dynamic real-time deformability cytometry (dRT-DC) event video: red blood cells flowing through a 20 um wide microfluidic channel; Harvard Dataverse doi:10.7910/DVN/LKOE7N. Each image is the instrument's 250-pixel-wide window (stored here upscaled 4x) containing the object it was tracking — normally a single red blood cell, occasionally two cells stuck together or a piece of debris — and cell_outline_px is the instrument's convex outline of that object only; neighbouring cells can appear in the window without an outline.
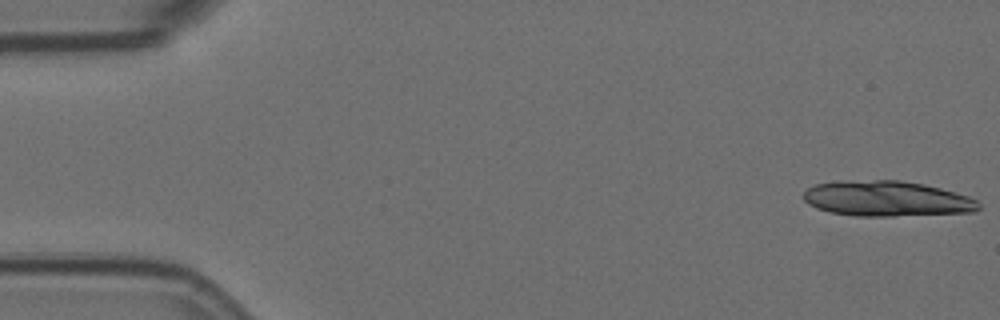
{"species": "Egyptian fruit bat (a non-hibernating species)", "species_latin": "Rousettus aegyptiacus", "temperature_condition": "room temperature", "stored_images_in_passage": 14, "camera_frame_rate_fps": 3000, "um_per_image_px": 0.085, "animal": {"sex": "female"}, "frame": {"image": 1, "passage_image": 1, "time_ms": 0.0, "image_size_px": [1000, 320], "cell_outline_px": [[980, 208], [976, 212], [892, 216], [856, 216], [828, 212], [816, 208], [808, 204], [804, 200], [804, 192], [808, 188], [816, 184], [872, 180], [900, 180], [924, 184], [940, 188], [968, 196], [976, 200], [980, 204]], "centroid_in_image_um": [75.41, 16.9], "position_along_channel_um": 9.6, "area_um2": 35.89}}